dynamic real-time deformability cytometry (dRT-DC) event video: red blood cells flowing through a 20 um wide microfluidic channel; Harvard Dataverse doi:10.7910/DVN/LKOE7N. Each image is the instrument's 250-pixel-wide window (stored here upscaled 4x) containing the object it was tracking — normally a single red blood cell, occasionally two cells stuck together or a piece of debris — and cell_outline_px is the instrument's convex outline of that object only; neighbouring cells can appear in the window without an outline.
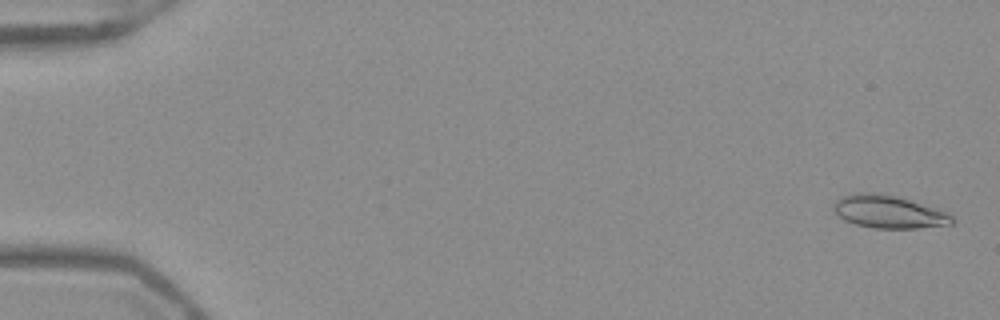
{"species": "Egyptian fruit bat (a non-hibernating species)", "species_latin": "Rousettus aegyptiacus", "temperature_condition": "warm", "stored_images_in_passage": 53, "camera_frame_rate_fps": 3000, "um_per_image_px": 0.085, "frame": {"image": 1, "passage_image": 2, "time_ms": 0.333, "image_size_px": [1000, 320], "cell_outline_px": [[952, 224], [916, 228], [872, 228], [856, 224], [844, 220], [832, 208], [836, 200], [844, 196], [856, 192], [880, 192], [896, 196], [936, 208], [948, 212], [952, 216]], "centroid_in_image_um": [75.52, 17.99], "position_along_channel_um": 9.5, "area_um2": 22.54}}
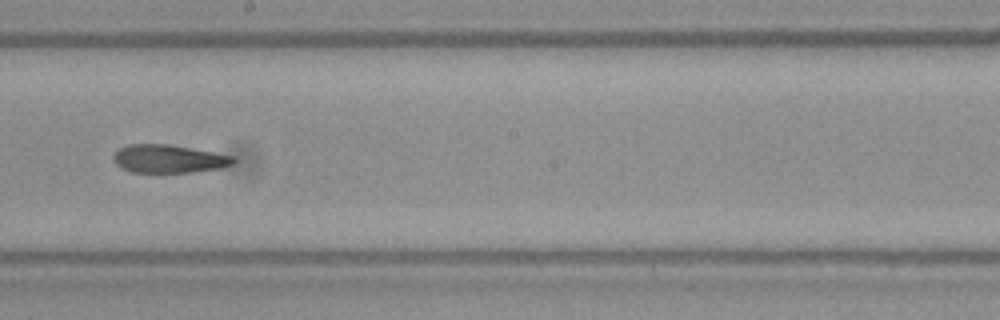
{"frame": {"image": 2, "passage_image": 31, "time_ms": 10.0, "image_size_px": [1000, 320], "cell_outline_px": [[236, 164], [224, 168], [192, 172], [128, 172], [120, 168], [112, 160], [112, 156], [120, 148], [128, 144], [168, 144], [216, 152], [236, 156]], "centroid_in_image_um": [14.39, 13.5], "position_along_channel_um": 233.8, "area_um2": 20.11}}
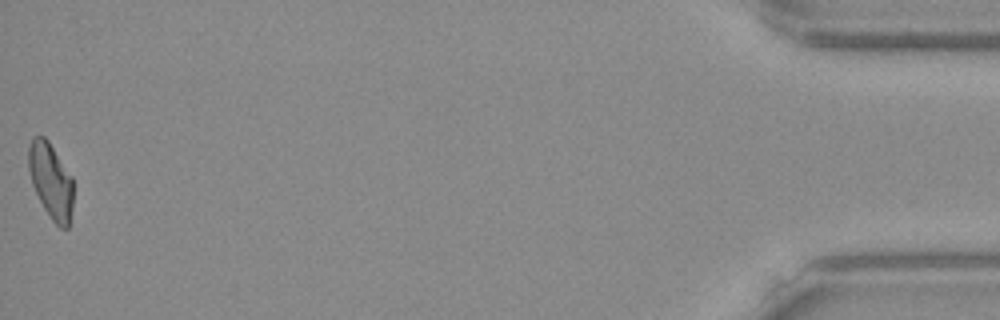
{"frame": {"image": 3, "passage_image": 53, "time_ms": 17.333, "image_size_px": [1000, 320], "cell_outline_px": [[72, 208], [68, 228], [60, 228], [52, 220], [44, 208], [32, 184], [28, 168], [28, 148], [32, 136], [44, 136], [48, 140], [72, 176]], "centroid_in_image_um": [4.31, 15.34], "position_along_channel_um": 430.9, "area_um2": 19.59}, "authors_computed_cell_mechanics": {"area_um2": 20.9814, "velocity_mm_per_s": 3.9394, "shape_relaxation_time_tau1_ms": null, "shape_relaxation_time_tau2_ms": 3.5945, "deformation_change_tau1": null, "deformation_change_tau2": 0.1214}}